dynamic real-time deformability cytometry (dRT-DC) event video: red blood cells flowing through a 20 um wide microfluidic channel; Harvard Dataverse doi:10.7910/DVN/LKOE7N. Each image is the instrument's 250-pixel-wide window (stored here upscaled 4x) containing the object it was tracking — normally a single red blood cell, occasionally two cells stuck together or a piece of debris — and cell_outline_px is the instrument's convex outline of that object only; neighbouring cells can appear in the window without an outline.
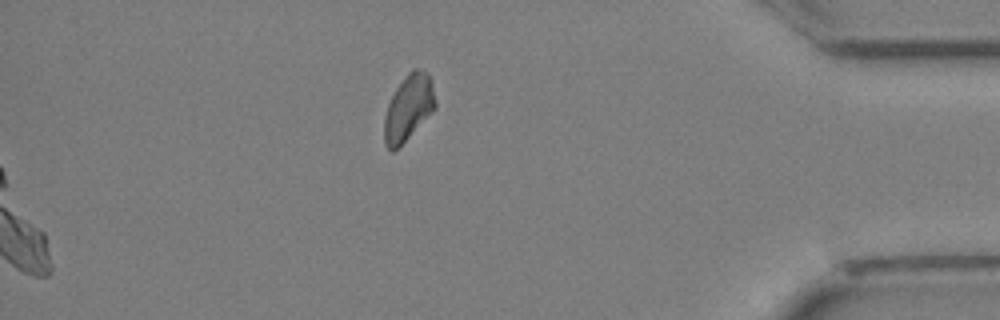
{"species": "Egyptian fruit bat (a non-hibernating species)", "species_latin": "Rousettus aegyptiacus", "temperature_condition": "cold", "stored_images_in_passage": 34, "camera_frame_rate_fps": 3000, "um_per_image_px": 0.085, "animal": {"sex": "female"}, "frame": {"image": 1, "passage_image": 34, "time_ms": 11.0, "image_size_px": [1000, 320], "cell_outline_px": [[436, 108], [392, 152], [384, 144], [384, 120], [388, 104], [396, 88], [408, 72], [412, 68], [416, 68], [428, 72], [432, 80], [436, 104]], "centroid_in_image_um": [34.73, 9.1], "position_along_channel_um": 400.5, "area_um2": 19.25}}